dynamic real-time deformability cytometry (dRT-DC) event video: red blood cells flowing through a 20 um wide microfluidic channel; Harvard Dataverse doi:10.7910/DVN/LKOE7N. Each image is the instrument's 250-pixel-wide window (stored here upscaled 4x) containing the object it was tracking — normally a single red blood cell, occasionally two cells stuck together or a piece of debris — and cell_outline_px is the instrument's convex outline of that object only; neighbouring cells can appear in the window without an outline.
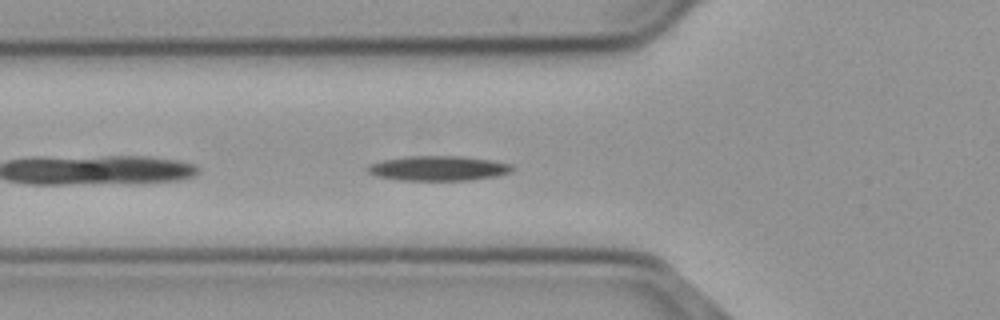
{"species": "common noctule bat (a hibernating species)", "species_latin": "Nyctalus noctula", "temperature_condition": "cold", "stored_images_in_passage": 21, "camera_frame_rate_fps": 3000, "um_per_image_px": 0.085, "animal": {"sex": "male", "body_mass_g": 23.1, "forearm_length_mm": 52.7}, "frame": {"image": 1, "passage_image": 4, "time_ms": 1.0, "image_size_px": [1000, 320], "cell_outline_px": [[516, 168], [512, 172], [496, 176], [468, 180], [400, 180], [376, 176], [368, 172], [364, 168], [368, 164], [384, 160], [408, 156], [460, 156], [492, 160], [512, 164]], "centroid_in_image_um": [37.27, 14.3], "position_along_channel_um": 88.5, "area_um2": 21.04}}